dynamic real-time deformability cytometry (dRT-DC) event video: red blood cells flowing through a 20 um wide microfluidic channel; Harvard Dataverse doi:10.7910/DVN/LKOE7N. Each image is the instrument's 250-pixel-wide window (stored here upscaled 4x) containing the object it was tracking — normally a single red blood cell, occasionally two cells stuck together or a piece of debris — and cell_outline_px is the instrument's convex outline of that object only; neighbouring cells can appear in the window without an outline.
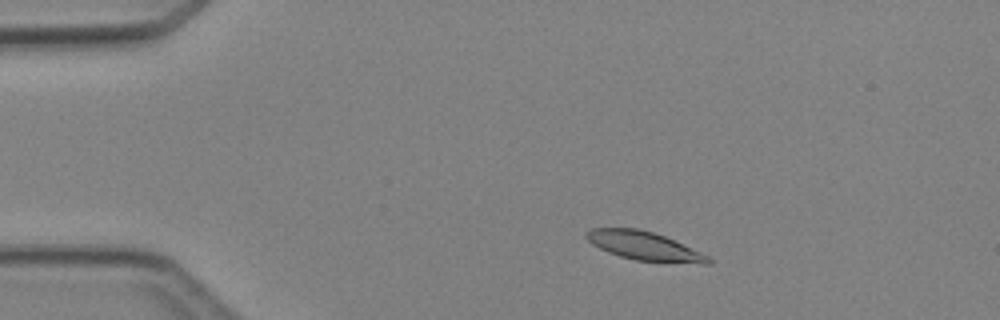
{"species": "Egyptian fruit bat (a non-hibernating species)", "species_latin": "Rousettus aegyptiacus", "temperature_condition": "cold", "stored_images_in_passage": 4, "camera_frame_rate_fps": 3000, "um_per_image_px": 0.085, "animal": {"sex": "female"}, "frame": {"image": 1, "passage_image": 2, "time_ms": 1.0, "image_size_px": [1000, 320], "cell_outline_px": [[712, 260], [708, 264], [704, 264], [636, 260], [620, 256], [608, 252], [592, 244], [584, 236], [584, 232], [592, 228], [640, 228], [664, 236], [700, 252], [708, 256]], "centroid_in_image_um": [54.71, 20.89], "position_along_channel_um": 30.3, "area_um2": 20.11}}
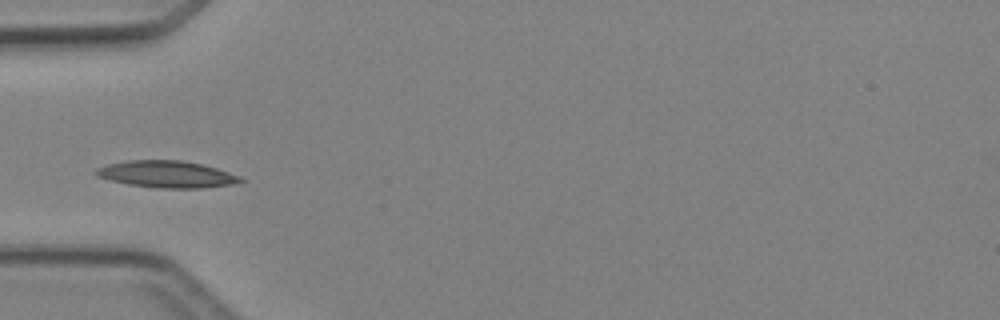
{"frame": {"image": 2, "passage_image": 4, "time_ms": 3.333, "image_size_px": [1000, 320], "cell_outline_px": [[248, 180], [232, 184], [200, 188], [156, 188], [128, 184], [108, 180], [96, 176], [92, 172], [96, 168], [108, 164], [128, 160], [184, 160], [216, 168], [240, 176]], "centroid_in_image_um": [14.14, 14.81], "position_along_channel_um": 70.9, "area_um2": 22.72}}